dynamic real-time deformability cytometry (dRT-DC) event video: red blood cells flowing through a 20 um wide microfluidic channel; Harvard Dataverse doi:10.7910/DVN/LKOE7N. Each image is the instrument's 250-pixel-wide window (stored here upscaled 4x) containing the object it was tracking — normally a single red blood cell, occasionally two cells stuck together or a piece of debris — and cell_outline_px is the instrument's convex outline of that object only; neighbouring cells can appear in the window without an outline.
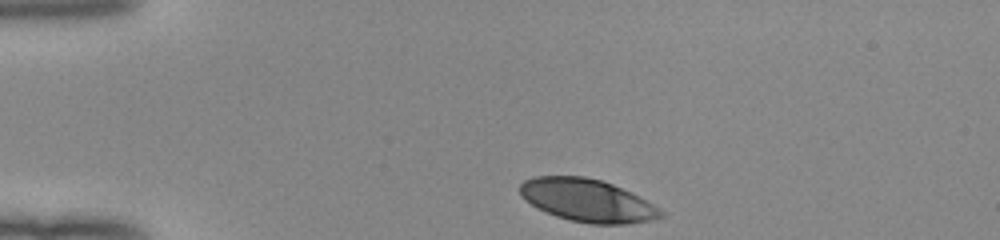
{"species": "human", "species_latin": "Homo sapiens", "temperature_condition": "room temperature", "stored_images_in_passage": 33, "camera_frame_rate_fps": 3000, "um_per_image_px": 0.085, "donor": {"sex": "female"}, "frame": {"image": 1, "passage_image": 1, "time_ms": 0.0, "image_size_px": [1000, 240], "cell_outline_px": [[664, 216], [652, 220], [624, 224], [592, 224], [572, 220], [556, 216], [536, 208], [520, 196], [520, 184], [524, 180], [536, 176], [584, 176], [600, 180], [612, 184], [660, 208], [664, 212]], "centroid_in_image_um": [49.89, 17.04], "position_along_channel_um": 35.1, "area_um2": 34.74}}
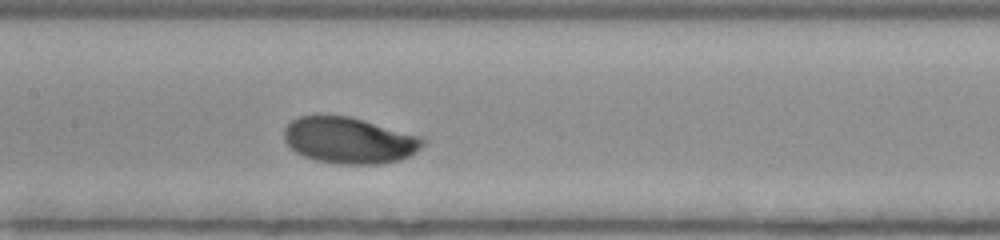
{"frame": {"image": 2, "passage_image": 16, "time_ms": 5.0, "image_size_px": [1000, 240], "cell_outline_px": [[424, 144], [416, 152], [400, 160], [380, 164], [336, 164], [312, 160], [296, 152], [284, 140], [284, 128], [292, 120], [300, 116], [348, 116], [364, 120], [424, 136]], "centroid_in_image_um": [29.71, 11.94], "position_along_channel_um": 177.7, "area_um2": 37.57}}
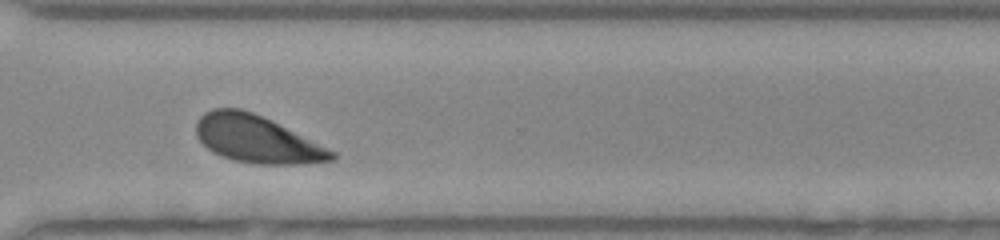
{"frame": {"image": 3, "passage_image": 29, "time_ms": 9.333, "image_size_px": [1000, 240], "cell_outline_px": [[336, 160], [296, 164], [256, 164], [232, 160], [220, 156], [212, 152], [196, 136], [196, 124], [200, 116], [204, 112], [212, 108], [240, 108], [252, 112], [336, 152]], "centroid_in_image_um": [21.78, 11.84], "position_along_channel_um": 348.8, "area_um2": 36.93}, "authors_computed_cell_mechanics": {"area_um2": 37.0498, "velocity_mm_per_s": 3.9368, "shape_relaxation_time_tau1_ms": 2.3822, "shape_relaxation_time_tau2_ms": null, "deformation_change_tau1": 0.1391, "deformation_change_tau2": null}}